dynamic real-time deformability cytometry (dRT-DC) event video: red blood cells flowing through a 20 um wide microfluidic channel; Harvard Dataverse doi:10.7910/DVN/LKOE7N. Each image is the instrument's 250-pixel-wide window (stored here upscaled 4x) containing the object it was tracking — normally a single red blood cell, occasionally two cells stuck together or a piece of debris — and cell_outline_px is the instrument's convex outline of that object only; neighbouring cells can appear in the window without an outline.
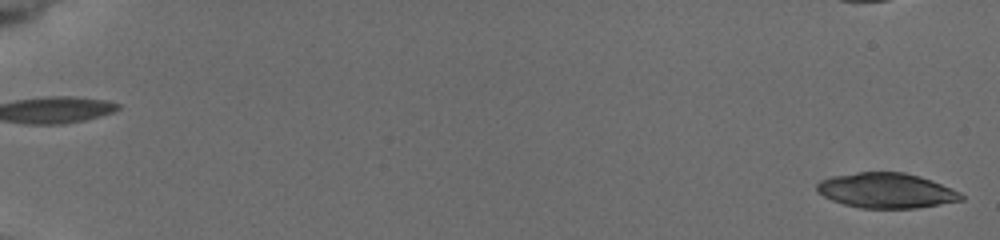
{"species": "common noctule bat (a hibernating species)", "species_latin": "Nyctalus noctula", "temperature_condition": "cold", "stored_images_in_passage": 9, "camera_frame_rate_fps": 3000, "um_per_image_px": 0.085, "animal": {"sex": "female", "body_mass_g": 19.5, "forearm_length_mm": 54.1}, "frame": {"image": 1, "passage_image": 1, "time_ms": 0.0, "image_size_px": [1000, 240], "cell_outline_px": [[964, 200], [916, 208], [860, 208], [844, 204], [832, 200], [816, 192], [816, 184], [820, 180], [832, 176], [856, 172], [904, 172], [920, 176], [932, 180], [960, 192], [964, 196]], "centroid_in_image_um": [75.32, 16.19], "position_along_channel_um": 9.7, "area_um2": 29.59}}